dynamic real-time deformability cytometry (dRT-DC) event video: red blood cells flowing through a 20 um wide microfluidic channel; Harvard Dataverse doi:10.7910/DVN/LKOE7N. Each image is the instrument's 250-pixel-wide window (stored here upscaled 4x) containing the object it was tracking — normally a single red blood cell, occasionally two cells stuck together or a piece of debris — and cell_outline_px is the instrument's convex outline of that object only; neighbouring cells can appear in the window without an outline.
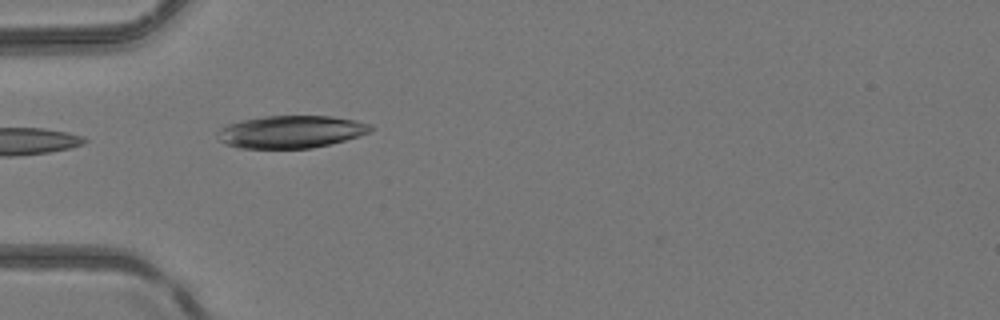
{"species": "common noctule bat (a hibernating species)", "species_latin": "Nyctalus noctula", "temperature_condition": "room temperature", "stored_images_in_passage": 3, "camera_frame_rate_fps": 3000, "um_per_image_px": 0.085, "animal": {"sex": "female", "body_mass_g": 24.6, "forearm_length_mm": 56.2}, "frame": {"image": 1, "passage_image": 2, "time_ms": 1.0, "image_size_px": [1000, 320], "cell_outline_px": [[372, 128], [368, 132], [344, 140], [312, 148], [240, 148], [224, 144], [216, 136], [228, 124], [240, 120], [264, 116], [332, 116], [356, 120], [372, 124]], "centroid_in_image_um": [24.72, 11.19], "position_along_channel_um": 60.3, "area_um2": 28.73}}
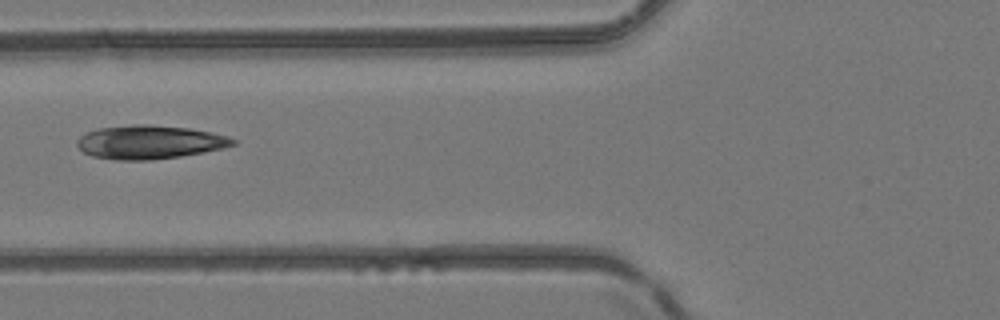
{"frame": {"image": 2, "passage_image": 3, "time_ms": 2.333, "image_size_px": [1000, 320], "cell_outline_px": [[236, 144], [204, 152], [180, 156], [152, 160], [116, 160], [92, 156], [84, 152], [76, 144], [76, 140], [80, 136], [88, 132], [100, 128], [136, 124], [144, 124], [188, 128], [228, 136], [236, 140]], "centroid_in_image_um": [12.69, 12.09], "position_along_channel_um": 113.1, "area_um2": 30.23}}